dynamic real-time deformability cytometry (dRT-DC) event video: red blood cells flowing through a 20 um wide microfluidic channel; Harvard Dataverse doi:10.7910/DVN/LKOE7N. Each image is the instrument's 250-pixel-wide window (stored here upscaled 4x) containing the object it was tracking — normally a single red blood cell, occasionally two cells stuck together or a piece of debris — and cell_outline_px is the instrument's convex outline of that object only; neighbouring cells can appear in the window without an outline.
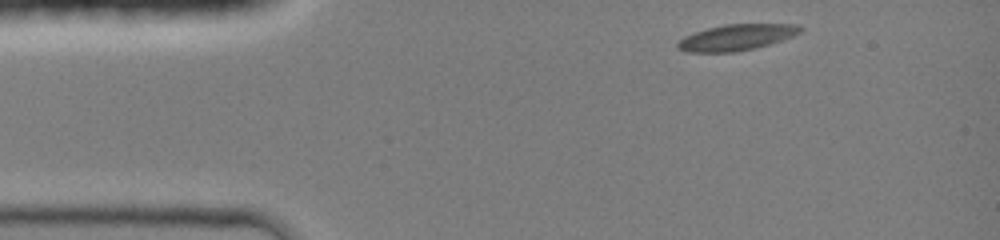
{"species": "common noctule bat (a hibernating species)", "species_latin": "Nyctalus noctula", "temperature_condition": "room temperature", "stored_images_in_passage": 9, "camera_frame_rate_fps": 3000, "um_per_image_px": 0.085, "animal": {"sex": "female", "body_mass_g": 19.0, "forearm_length_mm": 51.5}, "frame": {"image": 1, "passage_image": 1, "time_ms": 0.0, "image_size_px": [1000, 240], "cell_outline_px": [[804, 28], [800, 32], [792, 36], [756, 48], [736, 52], [684, 52], [676, 48], [676, 44], [684, 36], [708, 28], [724, 24], [800, 24]], "centroid_in_image_um": [62.58, 3.18], "position_along_channel_um": 22.4, "area_um2": 18.61}}
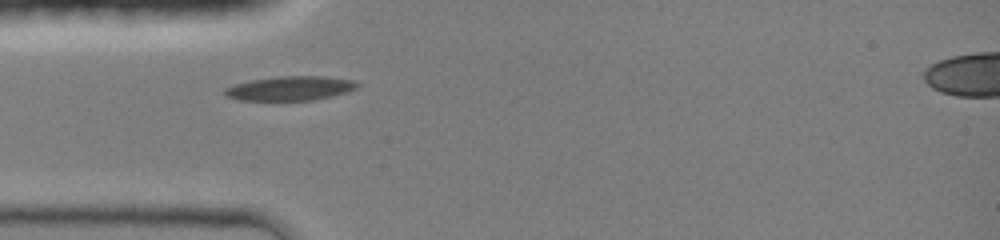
{"frame": {"image": 2, "passage_image": 8, "time_ms": 2.333, "image_size_px": [1000, 240], "cell_outline_px": [[360, 84], [356, 88], [348, 92], [332, 96], [312, 100], [236, 100], [224, 96], [224, 88], [236, 84], [252, 80], [276, 76], [320, 76], [356, 80]], "centroid_in_image_um": [24.67, 7.51], "position_along_channel_um": 60.3, "area_um2": 18.84}}